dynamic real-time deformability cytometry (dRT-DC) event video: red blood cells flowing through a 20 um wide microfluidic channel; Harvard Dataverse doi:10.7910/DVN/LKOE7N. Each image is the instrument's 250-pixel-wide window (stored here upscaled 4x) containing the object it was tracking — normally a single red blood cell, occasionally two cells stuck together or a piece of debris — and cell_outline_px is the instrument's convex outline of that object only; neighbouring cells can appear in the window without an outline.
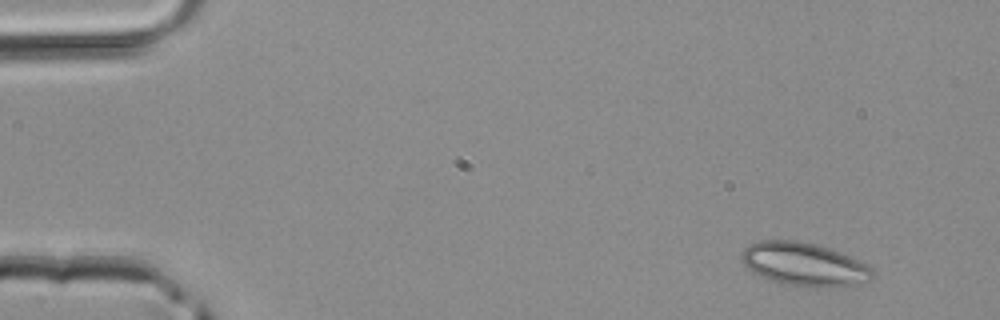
{"species": "common noctule bat (a hibernating species)", "species_latin": "Nyctalus noctula", "temperature_condition": "room temperature", "stored_images_in_passage": 3, "camera_frame_rate_fps": 3000, "um_per_image_px": 0.085, "animal": {"sex": "male", "body_mass_g": 20.4}, "frame": {"image": 1, "passage_image": 1, "time_ms": 0.0, "image_size_px": [1000, 320], "cell_outline_px": [[876, 276], [868, 280], [828, 288], [812, 288], [788, 284], [772, 280], [748, 268], [744, 264], [740, 256], [744, 248], [760, 240], [796, 240], [816, 244], [852, 256], [872, 268], [876, 272]], "centroid_in_image_um": [68.39, 22.45], "position_along_channel_um": 16.6, "area_um2": 32.77}}